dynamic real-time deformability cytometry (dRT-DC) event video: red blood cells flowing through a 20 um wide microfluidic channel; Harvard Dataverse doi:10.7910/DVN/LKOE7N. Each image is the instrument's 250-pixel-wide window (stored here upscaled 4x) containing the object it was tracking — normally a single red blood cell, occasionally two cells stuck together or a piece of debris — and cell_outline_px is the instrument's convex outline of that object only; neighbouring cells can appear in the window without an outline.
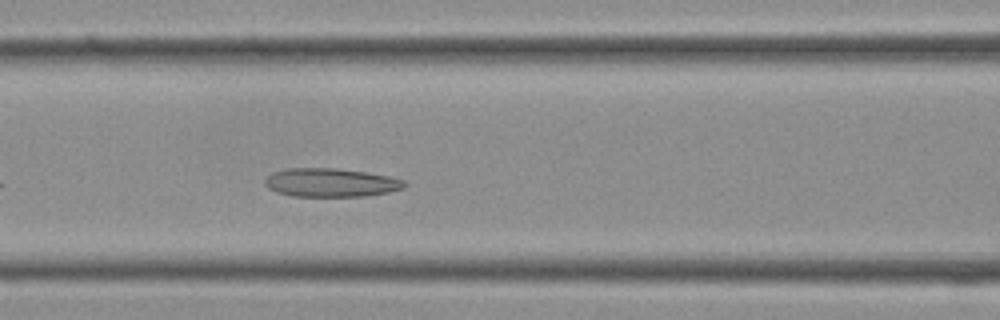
{"species": "Egyptian fruit bat (a non-hibernating species)", "species_latin": "Rousettus aegyptiacus", "temperature_condition": "cold", "stored_images_in_passage": 29, "camera_frame_rate_fps": 3000, "um_per_image_px": 0.085, "frame": {"image": 1, "passage_image": 7, "time_ms": 2.0, "image_size_px": [1000, 320], "cell_outline_px": [[408, 184], [404, 188], [388, 192], [364, 196], [292, 196], [276, 192], [268, 188], [264, 184], [264, 180], [272, 172], [288, 168], [336, 168], [364, 172], [388, 176], [404, 180]], "centroid_in_image_um": [28.1, 15.52], "position_along_channel_um": 138.5, "area_um2": 23.24}}
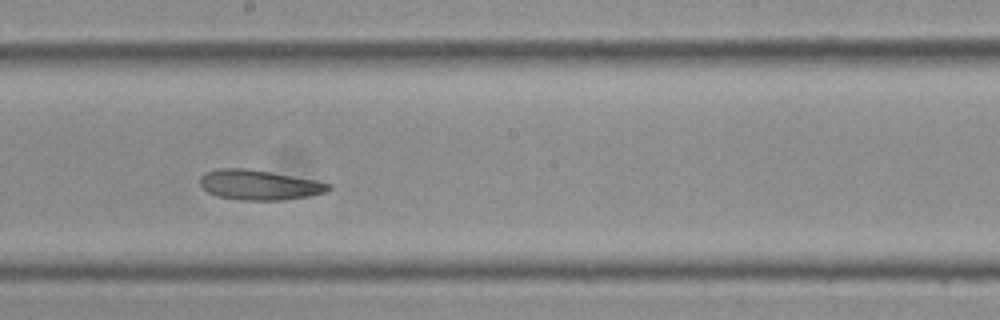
{"frame": {"image": 2, "passage_image": 12, "time_ms": 3.667, "image_size_px": [1000, 320], "cell_outline_px": [[332, 188], [324, 192], [308, 196], [280, 200], [240, 200], [216, 196], [208, 192], [200, 184], [200, 176], [204, 172], [220, 168], [244, 168], [272, 172], [316, 180], [332, 184]], "centroid_in_image_um": [22.02, 15.71], "position_along_channel_um": 226.2, "area_um2": 22.48}}
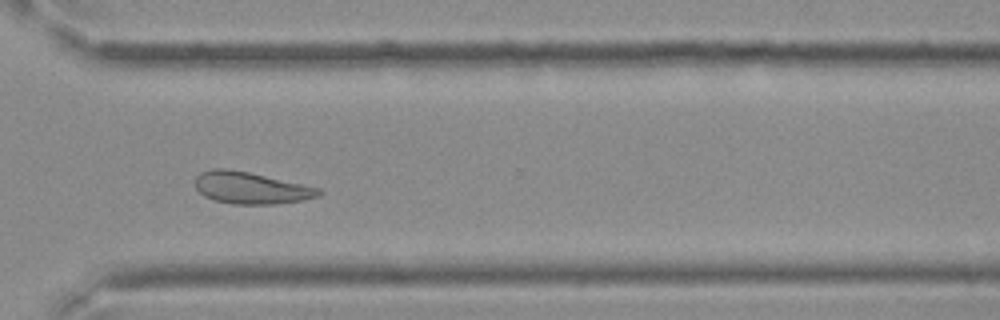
{"frame": {"image": 3, "passage_image": 19, "time_ms": 6.0, "image_size_px": [1000, 320], "cell_outline_px": [[324, 192], [320, 196], [300, 200], [272, 204], [232, 204], [212, 200], [204, 196], [196, 188], [196, 176], [200, 172], [212, 168], [224, 168], [248, 172], [304, 184], [320, 188]], "centroid_in_image_um": [21.32, 15.97], "position_along_channel_um": 349.3, "area_um2": 22.95}}